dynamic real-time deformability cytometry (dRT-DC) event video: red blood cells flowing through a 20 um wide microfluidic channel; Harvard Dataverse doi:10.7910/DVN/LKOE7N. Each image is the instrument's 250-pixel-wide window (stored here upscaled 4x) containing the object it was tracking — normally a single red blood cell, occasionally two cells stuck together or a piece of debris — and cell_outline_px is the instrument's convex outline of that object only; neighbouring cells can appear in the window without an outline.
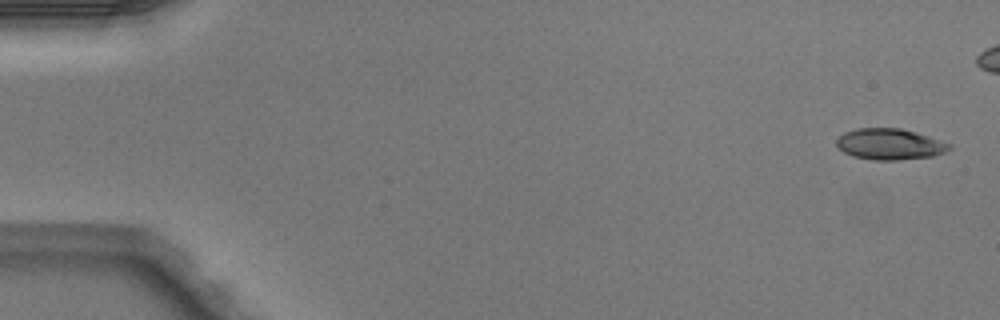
{"species": "Egyptian fruit bat (a non-hibernating species)", "species_latin": "Rousettus aegyptiacus", "temperature_condition": "warm", "stored_images_in_passage": 4, "camera_frame_rate_fps": 3000, "um_per_image_px": 0.085, "animal": {"sex": "male"}, "frame": {"image": 1, "passage_image": 1, "time_ms": 0.0, "image_size_px": [1000, 320], "cell_outline_px": [[952, 148], [944, 152], [932, 156], [896, 160], [876, 160], [852, 156], [844, 152], [836, 144], [836, 140], [844, 132], [856, 128], [900, 128], [952, 144]], "centroid_in_image_um": [75.6, 12.25], "position_along_channel_um": 9.4, "area_um2": 20.17}}